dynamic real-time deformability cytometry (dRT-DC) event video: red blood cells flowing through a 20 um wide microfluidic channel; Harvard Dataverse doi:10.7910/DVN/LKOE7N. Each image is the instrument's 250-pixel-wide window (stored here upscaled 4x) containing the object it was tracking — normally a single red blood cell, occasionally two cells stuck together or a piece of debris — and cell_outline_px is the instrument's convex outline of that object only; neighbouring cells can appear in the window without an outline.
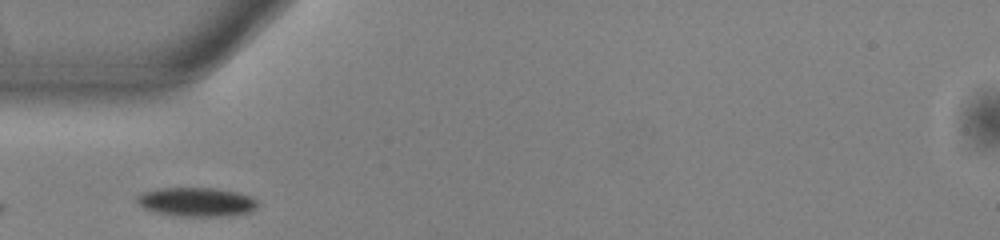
{"species": "common noctule bat (a hibernating species)", "species_latin": "Nyctalus noctula", "temperature_condition": "warm", "stored_images_in_passage": 22, "camera_frame_rate_fps": 3000, "um_per_image_px": 0.085, "animal": {"sex": "male", "body_mass_g": 13.0, "forearm_length_mm": 53.1}, "frame": {"image": 1, "passage_image": 1, "time_ms": 0.0, "image_size_px": [1000, 240], "cell_outline_px": [[256, 208], [248, 212], [232, 216], [180, 216], [156, 212], [144, 208], [136, 204], [136, 196], [144, 192], [160, 188], [212, 188], [236, 192], [248, 196], [256, 200]], "centroid_in_image_um": [16.66, 17.17], "position_along_channel_um": 68.3, "area_um2": 20.23}}